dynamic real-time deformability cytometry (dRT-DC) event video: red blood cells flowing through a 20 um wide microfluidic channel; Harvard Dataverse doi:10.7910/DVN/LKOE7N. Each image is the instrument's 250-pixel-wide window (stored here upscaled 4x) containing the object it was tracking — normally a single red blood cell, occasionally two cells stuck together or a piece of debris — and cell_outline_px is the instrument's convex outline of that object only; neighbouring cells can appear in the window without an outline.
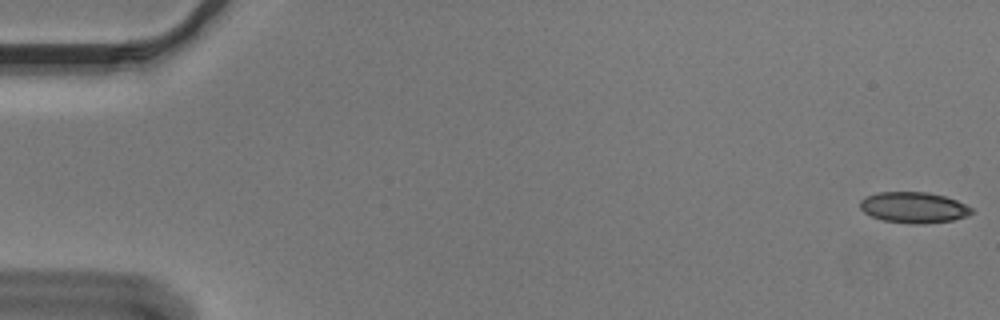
{"species": "Egyptian fruit bat (a non-hibernating species)", "species_latin": "Rousettus aegyptiacus", "temperature_condition": "cold", "stored_images_in_passage": 55, "camera_frame_rate_fps": 3000, "um_per_image_px": 0.085, "animal": {"sex": "male"}, "frame": {"image": 1, "passage_image": 1, "time_ms": 0.0, "image_size_px": [1000, 320], "cell_outline_px": [[972, 212], [968, 216], [952, 220], [924, 224], [916, 224], [884, 220], [872, 216], [864, 212], [860, 208], [860, 200], [868, 196], [880, 192], [928, 192], [944, 196], [956, 200], [972, 208]], "centroid_in_image_um": [77.68, 17.63], "position_along_channel_um": 7.3, "area_um2": 19.88}}
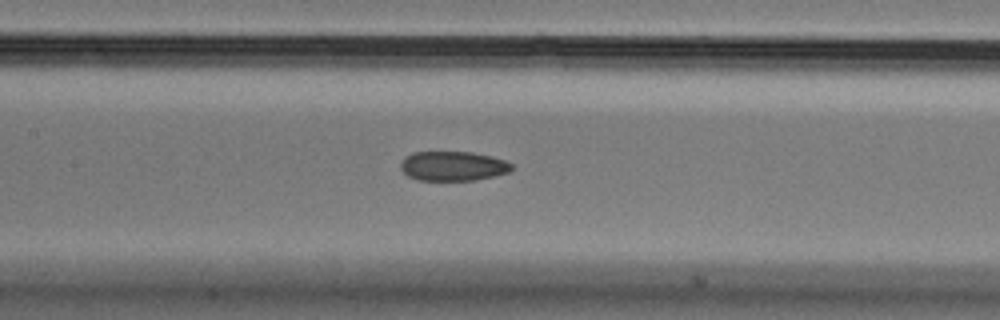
{"frame": {"image": 2, "passage_image": 26, "time_ms": 8.333, "image_size_px": [1000, 320], "cell_outline_px": [[512, 168], [508, 172], [496, 176], [476, 180], [416, 180], [408, 176], [400, 168], [400, 164], [404, 156], [412, 152], [472, 152], [492, 156], [504, 160], [512, 164]], "centroid_in_image_um": [38.48, 14.11], "position_along_channel_um": 168.9, "area_um2": 19.25}}
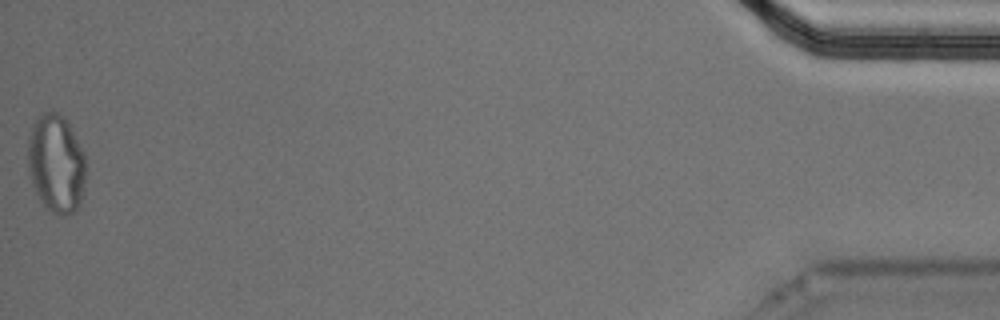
{"frame": {"image": 3, "passage_image": 55, "time_ms": 18.0, "image_size_px": [1000, 320], "cell_outline_px": [[84, 192], [80, 204], [76, 212], [64, 216], [52, 212], [44, 208], [32, 184], [28, 168], [28, 140], [32, 124], [40, 112], [56, 112], [64, 116], [68, 120], [84, 152]], "centroid_in_image_um": [4.77, 13.9], "position_along_channel_um": 430.4, "area_um2": 33.76}, "authors_computed_cell_mechanics": {"area_um2": 20.4612, "velocity_mm_per_s": 3.6608, "shape_relaxation_time_tau1_ms": null, "shape_relaxation_time_tau2_ms": 3.1837, "deformation_change_tau1": null, "deformation_change_tau2": 0.0773}}